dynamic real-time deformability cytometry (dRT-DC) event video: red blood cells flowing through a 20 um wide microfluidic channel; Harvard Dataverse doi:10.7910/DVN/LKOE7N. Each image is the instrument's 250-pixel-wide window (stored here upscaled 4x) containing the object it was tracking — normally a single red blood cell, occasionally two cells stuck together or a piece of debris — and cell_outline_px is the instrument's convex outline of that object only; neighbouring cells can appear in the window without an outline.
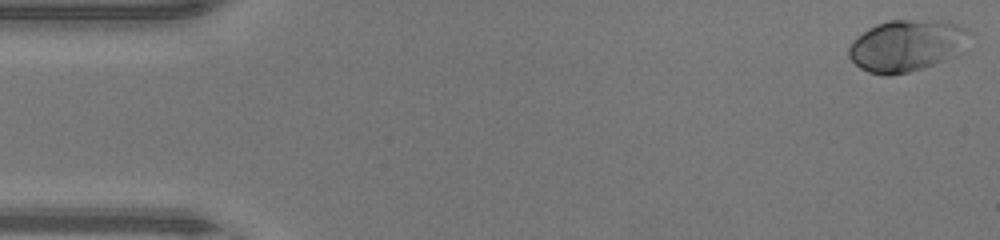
{"species": "human", "species_latin": "Homo sapiens", "temperature_condition": "warm", "stored_images_in_passage": 46, "camera_frame_rate_fps": 3000, "um_per_image_px": 0.085, "donor": {"sex": "male"}, "frame": {"image": 1, "passage_image": 1, "time_ms": 0.0, "image_size_px": [1000, 240], "cell_outline_px": [[976, 32], [952, 56], [932, 64], [908, 72], [888, 76], [884, 76], [868, 72], [860, 68], [848, 56], [848, 48], [852, 40], [856, 36], [868, 28], [876, 24], [888, 20], [948, 20], [960, 24]], "centroid_in_image_um": [77.06, 3.84], "position_along_channel_um": 7.9, "area_um2": 36.59}}
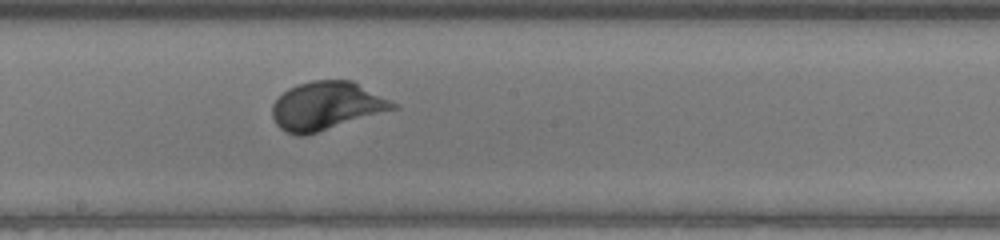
{"frame": {"image": 2, "passage_image": 25, "time_ms": 8.0, "image_size_px": [1000, 240], "cell_outline_px": [[400, 108], [304, 136], [296, 136], [280, 128], [276, 124], [272, 116], [272, 104], [288, 88], [296, 84], [312, 80], [352, 80], [400, 104]], "centroid_in_image_um": [27.79, 8.99], "position_along_channel_um": 220.4, "area_um2": 34.28}}
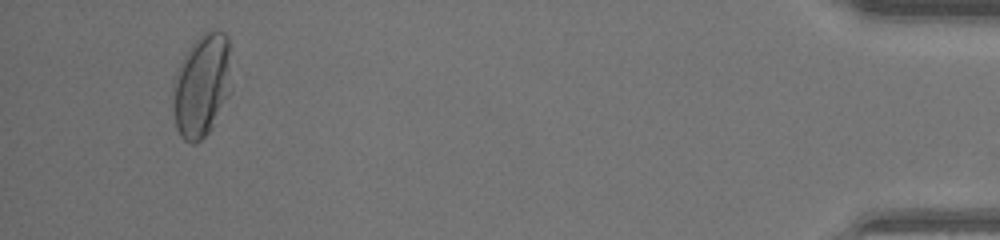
{"frame": {"image": 3, "passage_image": 44, "time_ms": 14.333, "image_size_px": [1000, 240], "cell_outline_px": [[232, 92], [212, 128], [196, 144], [192, 144], [184, 140], [180, 136], [176, 128], [172, 104], [172, 84], [176, 72], [188, 48], [208, 28], [216, 28], [224, 32], [228, 36], [232, 88]], "centroid_in_image_um": [17.17, 7.26], "position_along_channel_um": 418.0, "area_um2": 36.07}, "authors_computed_cell_mechanics": {"area_um2": 33.2061, "velocity_mm_per_s": 4.4432, "shape_relaxation_time_tau1_ms": 2.4662, "shape_relaxation_time_tau2_ms": null, "deformation_change_tau1": 0.171, "deformation_change_tau2": null}}